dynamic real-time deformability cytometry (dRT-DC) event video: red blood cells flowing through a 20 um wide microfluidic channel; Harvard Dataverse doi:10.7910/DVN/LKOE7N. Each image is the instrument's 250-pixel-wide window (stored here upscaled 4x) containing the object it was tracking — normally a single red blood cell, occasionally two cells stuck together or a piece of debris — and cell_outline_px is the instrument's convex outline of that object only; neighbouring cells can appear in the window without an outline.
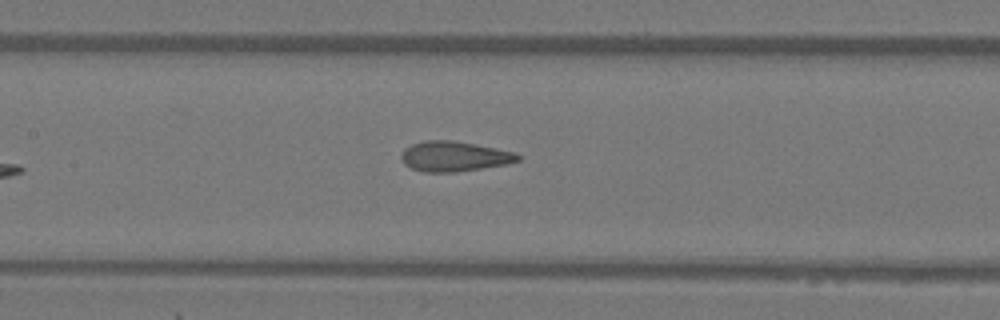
{"species": "Egyptian fruit bat (a non-hibernating species)", "species_latin": "Rousettus aegyptiacus", "temperature_condition": "warm", "stored_images_in_passage": 8, "segment_of_instrument_passage": [1, 2], "camera_frame_rate_fps": 3000, "um_per_image_px": 0.085, "animal": {"sex": "female"}, "frame": {"image": 1, "passage_image": 7, "time_ms": 2.0, "image_size_px": [1000, 320], "cell_outline_px": [[520, 160], [504, 164], [456, 172], [424, 172], [412, 168], [404, 164], [400, 156], [404, 148], [412, 144], [424, 140], [452, 140], [516, 152], [520, 156]], "centroid_in_image_um": [38.57, 13.28], "position_along_channel_um": 168.8, "area_um2": 20.29}}